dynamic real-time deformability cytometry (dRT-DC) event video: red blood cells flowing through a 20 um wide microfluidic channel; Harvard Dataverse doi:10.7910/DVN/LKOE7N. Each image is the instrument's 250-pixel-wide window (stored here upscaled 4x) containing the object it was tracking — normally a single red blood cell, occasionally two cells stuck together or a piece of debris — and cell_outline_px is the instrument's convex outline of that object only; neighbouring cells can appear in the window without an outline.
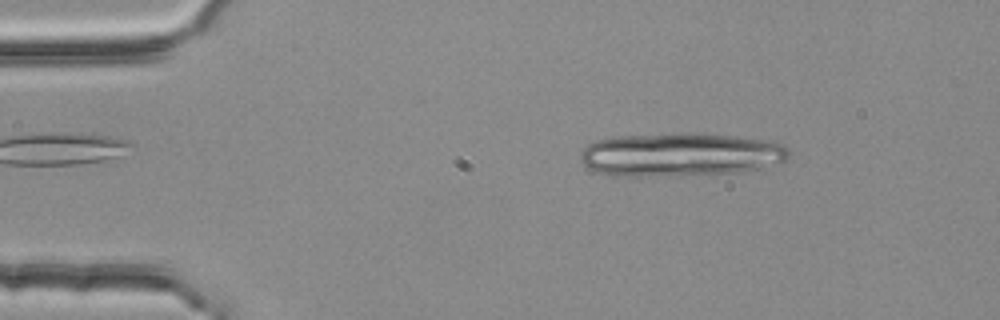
{"species": "common noctule bat (a hibernating species)", "species_latin": "Nyctalus noctula", "temperature_condition": "room temperature", "stored_images_in_passage": 2, "camera_frame_rate_fps": 3000, "um_per_image_px": 0.085, "animal": {"sex": "female", "body_mass_g": 25.1}, "frame": {"image": 1, "passage_image": 1, "time_ms": 0.0, "image_size_px": [1000, 320], "cell_outline_px": [[788, 160], [760, 168], [736, 172], [640, 176], [628, 176], [596, 172], [588, 168], [580, 160], [580, 152], [588, 144], [596, 140], [620, 136], [732, 136], [760, 140], [784, 144], [788, 148]], "centroid_in_image_um": [57.8, 13.18], "position_along_channel_um": 27.2, "area_um2": 50.63}}